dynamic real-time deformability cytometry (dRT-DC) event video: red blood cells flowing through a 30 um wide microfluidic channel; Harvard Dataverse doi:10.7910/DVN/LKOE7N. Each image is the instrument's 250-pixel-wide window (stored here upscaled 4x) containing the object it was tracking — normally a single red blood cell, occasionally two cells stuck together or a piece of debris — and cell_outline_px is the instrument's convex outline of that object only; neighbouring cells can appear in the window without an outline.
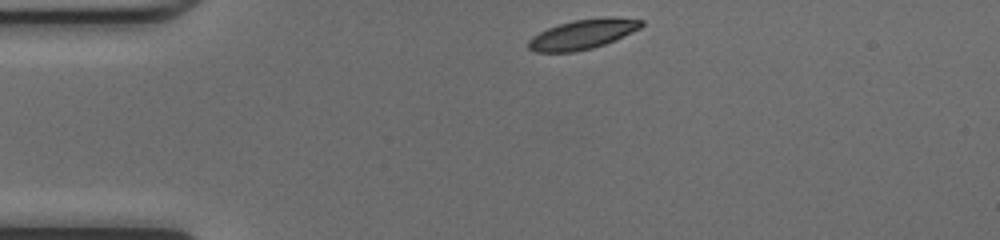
{"species": "common noctule bat (a hibernating species)", "species_latin": "Nyctalus noctula", "temperature_condition": "cold", "stored_images_in_passage": 39, "camera_frame_rate_fps": 3000, "um_per_image_px": 0.085, "animal": {"sex": "female", "body_mass_g": 17.0, "forearm_length_mm": 48.0}, "frame": {"image": 1, "passage_image": 1, "time_ms": 0.0, "image_size_px": [1000, 240], "cell_outline_px": [[644, 24], [640, 28], [604, 44], [592, 48], [572, 52], [536, 52], [528, 48], [528, 40], [532, 36], [548, 28], [572, 20], [604, 16], [612, 16], [644, 20]], "centroid_in_image_um": [49.53, 2.89], "position_along_channel_um": 35.5, "area_um2": 19.54}}
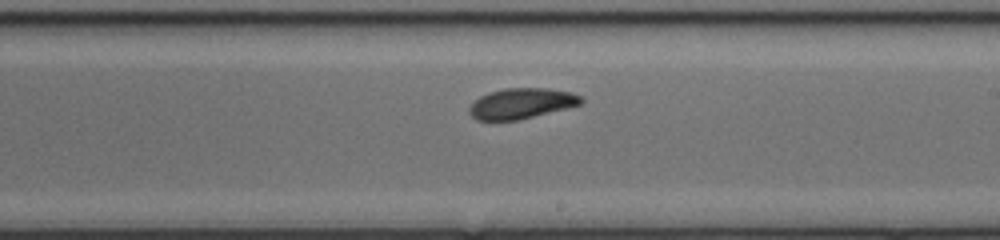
{"frame": {"image": 2, "passage_image": 19, "time_ms": 6.0, "image_size_px": [1000, 240], "cell_outline_px": [[584, 100], [580, 104], [568, 108], [516, 120], [476, 120], [468, 112], [468, 108], [480, 96], [488, 92], [504, 88], [548, 88], [572, 92], [580, 96]], "centroid_in_image_um": [44.32, 8.78], "position_along_channel_um": 244.7, "area_um2": 19.83}}
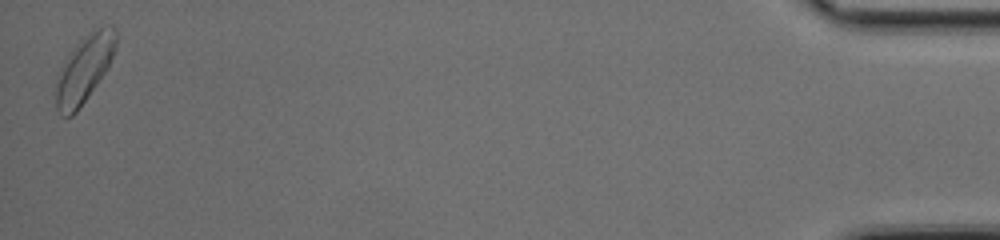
{"frame": {"image": 3, "passage_image": 39, "time_ms": 12.667, "image_size_px": [1000, 240], "cell_outline_px": [[116, 48], [104, 72], [96, 84], [76, 112], [72, 116], [60, 116], [56, 108], [56, 76], [68, 52], [88, 32], [112, 24], [116, 28]], "centroid_in_image_um": [7.13, 5.84], "position_along_channel_um": 428.1, "area_um2": 23.24}, "authors_computed_cell_mechanics": {"area_um2": 20.2878, "velocity_mm_per_s": 4.2022, "shape_relaxation_time_tau1_ms": 4.4862, "shape_relaxation_time_tau2_ms": null, "deformation_change_tau1": 0.1358, "deformation_change_tau2": null}}